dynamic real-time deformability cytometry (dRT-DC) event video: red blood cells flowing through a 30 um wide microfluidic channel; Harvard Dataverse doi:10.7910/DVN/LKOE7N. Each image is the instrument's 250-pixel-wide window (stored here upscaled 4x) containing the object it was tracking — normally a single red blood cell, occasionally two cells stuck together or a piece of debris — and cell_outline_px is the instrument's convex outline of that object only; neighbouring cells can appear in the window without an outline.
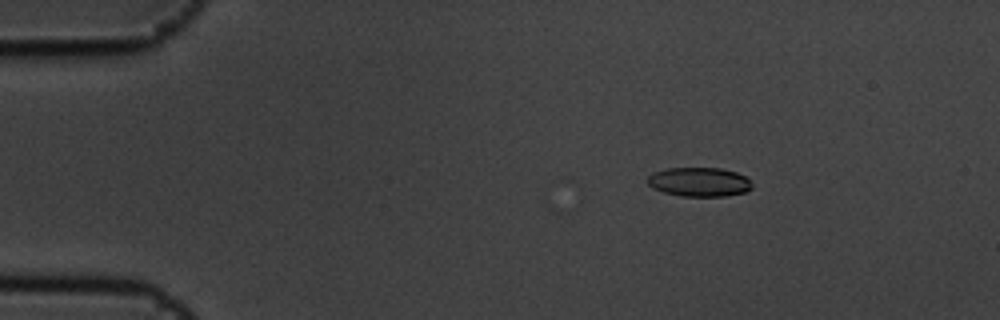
{"species": "common noctule bat (a hibernating species)", "species_latin": "Nyctalus noctula", "temperature_condition": "cold", "stored_images_in_passage": 38, "camera_frame_rate_fps": 3000, "um_per_image_px": 0.085, "animal": {"sex": "male", "body_mass_g": 19.5, "forearm_length_mm": 54.6}, "frame": {"image": 1, "passage_image": 10, "time_ms": 3.0, "image_size_px": [1000, 320], "cell_outline_px": [[752, 188], [744, 192], [724, 196], [680, 196], [664, 192], [652, 188], [648, 184], [648, 176], [652, 172], [668, 168], [720, 168], [736, 172], [744, 176], [752, 184]], "centroid_in_image_um": [59.4, 15.46], "position_along_channel_um": 25.6, "area_um2": 17.69}}
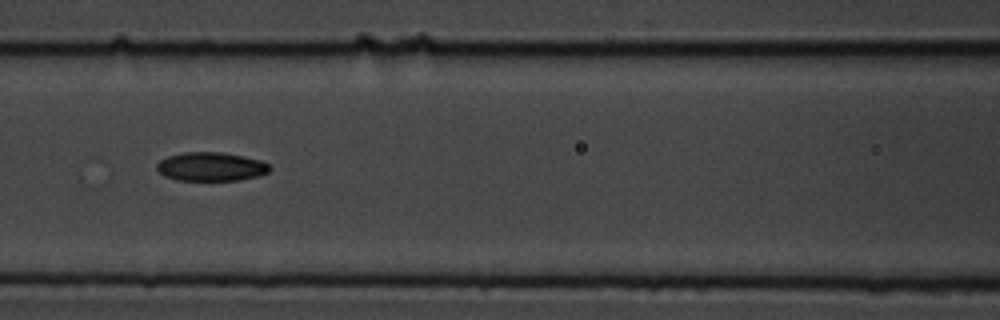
{"frame": {"image": 2, "passage_image": 26, "time_ms": 8.333, "image_size_px": [1000, 320], "cell_outline_px": [[272, 168], [268, 172], [256, 176], [240, 180], [176, 180], [164, 176], [156, 168], [156, 164], [160, 160], [168, 156], [184, 152], [220, 152], [244, 156], [260, 160], [268, 164]], "centroid_in_image_um": [17.92, 14.16], "position_along_channel_um": 148.7, "area_um2": 18.9}}
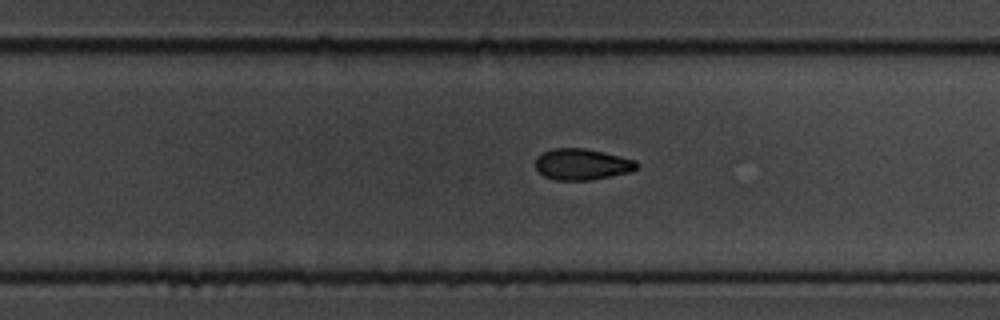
{"frame": {"image": 3, "passage_image": 37, "time_ms": 12.0, "image_size_px": [1000, 320], "cell_outline_px": [[640, 168], [632, 172], [592, 180], [556, 180], [544, 176], [536, 168], [536, 156], [552, 148], [584, 148], [604, 152], [636, 160], [640, 164]], "centroid_in_image_um": [49.53, 13.97], "position_along_channel_um": 280.3, "area_um2": 18.67}}